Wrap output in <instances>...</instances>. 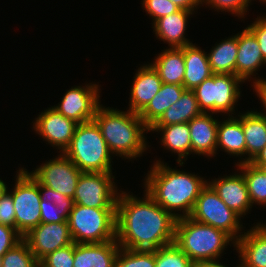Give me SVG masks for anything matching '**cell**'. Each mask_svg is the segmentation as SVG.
Instances as JSON below:
<instances>
[{"label": "cell", "instance_id": "1", "mask_svg": "<svg viewBox=\"0 0 266 267\" xmlns=\"http://www.w3.org/2000/svg\"><path fill=\"white\" fill-rule=\"evenodd\" d=\"M116 204V240L121 248L157 250L174 243L176 222L144 190V197L119 190Z\"/></svg>", "mask_w": 266, "mask_h": 267}, {"label": "cell", "instance_id": "2", "mask_svg": "<svg viewBox=\"0 0 266 267\" xmlns=\"http://www.w3.org/2000/svg\"><path fill=\"white\" fill-rule=\"evenodd\" d=\"M167 164L161 159L153 162L143 180V187L156 203L175 218L190 217L200 191L207 185L208 179L204 180L198 174L172 169Z\"/></svg>", "mask_w": 266, "mask_h": 267}, {"label": "cell", "instance_id": "3", "mask_svg": "<svg viewBox=\"0 0 266 267\" xmlns=\"http://www.w3.org/2000/svg\"><path fill=\"white\" fill-rule=\"evenodd\" d=\"M93 121L98 125L110 152L122 159H136L148 150L146 133L149 127L130 110L121 111L117 108H97Z\"/></svg>", "mask_w": 266, "mask_h": 267}, {"label": "cell", "instance_id": "4", "mask_svg": "<svg viewBox=\"0 0 266 267\" xmlns=\"http://www.w3.org/2000/svg\"><path fill=\"white\" fill-rule=\"evenodd\" d=\"M174 243L192 262L218 260L228 245L236 247L226 232L190 217L177 219Z\"/></svg>", "mask_w": 266, "mask_h": 267}, {"label": "cell", "instance_id": "5", "mask_svg": "<svg viewBox=\"0 0 266 267\" xmlns=\"http://www.w3.org/2000/svg\"><path fill=\"white\" fill-rule=\"evenodd\" d=\"M81 172L112 173V156L98 125L92 120L78 124L63 152Z\"/></svg>", "mask_w": 266, "mask_h": 267}, {"label": "cell", "instance_id": "6", "mask_svg": "<svg viewBox=\"0 0 266 267\" xmlns=\"http://www.w3.org/2000/svg\"><path fill=\"white\" fill-rule=\"evenodd\" d=\"M68 224L74 243H102L116 239V209L74 204Z\"/></svg>", "mask_w": 266, "mask_h": 267}, {"label": "cell", "instance_id": "7", "mask_svg": "<svg viewBox=\"0 0 266 267\" xmlns=\"http://www.w3.org/2000/svg\"><path fill=\"white\" fill-rule=\"evenodd\" d=\"M244 83L231 74H213L192 91L203 113L236 115L235 105L241 96L240 85Z\"/></svg>", "mask_w": 266, "mask_h": 267}, {"label": "cell", "instance_id": "8", "mask_svg": "<svg viewBox=\"0 0 266 267\" xmlns=\"http://www.w3.org/2000/svg\"><path fill=\"white\" fill-rule=\"evenodd\" d=\"M13 189L7 190L13 198L15 210V229L26 235L41 223V196L39 183L22 167L16 171Z\"/></svg>", "mask_w": 266, "mask_h": 267}, {"label": "cell", "instance_id": "9", "mask_svg": "<svg viewBox=\"0 0 266 267\" xmlns=\"http://www.w3.org/2000/svg\"><path fill=\"white\" fill-rule=\"evenodd\" d=\"M190 218L226 232L235 241L244 233L241 216L228 208L208 183L200 191Z\"/></svg>", "mask_w": 266, "mask_h": 267}, {"label": "cell", "instance_id": "10", "mask_svg": "<svg viewBox=\"0 0 266 267\" xmlns=\"http://www.w3.org/2000/svg\"><path fill=\"white\" fill-rule=\"evenodd\" d=\"M113 173L82 172L75 194L74 204L89 208L116 209L119 193Z\"/></svg>", "mask_w": 266, "mask_h": 267}, {"label": "cell", "instance_id": "11", "mask_svg": "<svg viewBox=\"0 0 266 267\" xmlns=\"http://www.w3.org/2000/svg\"><path fill=\"white\" fill-rule=\"evenodd\" d=\"M81 171L64 154L42 163L29 174L39 183L73 199Z\"/></svg>", "mask_w": 266, "mask_h": 267}, {"label": "cell", "instance_id": "12", "mask_svg": "<svg viewBox=\"0 0 266 267\" xmlns=\"http://www.w3.org/2000/svg\"><path fill=\"white\" fill-rule=\"evenodd\" d=\"M100 90V86L96 83L71 87L58 105L52 107L78 124L92 121L97 108L101 105Z\"/></svg>", "mask_w": 266, "mask_h": 267}, {"label": "cell", "instance_id": "13", "mask_svg": "<svg viewBox=\"0 0 266 267\" xmlns=\"http://www.w3.org/2000/svg\"><path fill=\"white\" fill-rule=\"evenodd\" d=\"M34 118L33 128L42 140L63 153L71 143L77 122L68 119L55 108L49 107Z\"/></svg>", "mask_w": 266, "mask_h": 267}, {"label": "cell", "instance_id": "14", "mask_svg": "<svg viewBox=\"0 0 266 267\" xmlns=\"http://www.w3.org/2000/svg\"><path fill=\"white\" fill-rule=\"evenodd\" d=\"M23 239L39 262L49 253L73 243L68 222H41L24 235Z\"/></svg>", "mask_w": 266, "mask_h": 267}, {"label": "cell", "instance_id": "15", "mask_svg": "<svg viewBox=\"0 0 266 267\" xmlns=\"http://www.w3.org/2000/svg\"><path fill=\"white\" fill-rule=\"evenodd\" d=\"M236 173V174H235ZM208 184L218 194L219 198L242 218L251 211L252 203L247 190L243 173L234 172L232 175L212 179Z\"/></svg>", "mask_w": 266, "mask_h": 267}, {"label": "cell", "instance_id": "16", "mask_svg": "<svg viewBox=\"0 0 266 267\" xmlns=\"http://www.w3.org/2000/svg\"><path fill=\"white\" fill-rule=\"evenodd\" d=\"M213 113H201L194 117L189 124L191 138V154L216 156L217 129L219 120L214 119Z\"/></svg>", "mask_w": 266, "mask_h": 267}, {"label": "cell", "instance_id": "17", "mask_svg": "<svg viewBox=\"0 0 266 267\" xmlns=\"http://www.w3.org/2000/svg\"><path fill=\"white\" fill-rule=\"evenodd\" d=\"M238 53L235 63V75L243 82L250 81L251 76L258 75L257 71L266 61L263 59L262 52L256 37L247 29L237 33Z\"/></svg>", "mask_w": 266, "mask_h": 267}, {"label": "cell", "instance_id": "18", "mask_svg": "<svg viewBox=\"0 0 266 267\" xmlns=\"http://www.w3.org/2000/svg\"><path fill=\"white\" fill-rule=\"evenodd\" d=\"M133 78L128 110L139 114L159 92L163 82L150 63L138 67Z\"/></svg>", "mask_w": 266, "mask_h": 267}, {"label": "cell", "instance_id": "19", "mask_svg": "<svg viewBox=\"0 0 266 267\" xmlns=\"http://www.w3.org/2000/svg\"><path fill=\"white\" fill-rule=\"evenodd\" d=\"M119 250L116 239L102 243H74L73 267H114Z\"/></svg>", "mask_w": 266, "mask_h": 267}, {"label": "cell", "instance_id": "20", "mask_svg": "<svg viewBox=\"0 0 266 267\" xmlns=\"http://www.w3.org/2000/svg\"><path fill=\"white\" fill-rule=\"evenodd\" d=\"M241 267H266V231L254 225L236 241Z\"/></svg>", "mask_w": 266, "mask_h": 267}, {"label": "cell", "instance_id": "21", "mask_svg": "<svg viewBox=\"0 0 266 267\" xmlns=\"http://www.w3.org/2000/svg\"><path fill=\"white\" fill-rule=\"evenodd\" d=\"M195 12L179 9L177 12L164 16L152 23L156 38L167 42L169 48H183L192 42L185 37L189 17Z\"/></svg>", "mask_w": 266, "mask_h": 267}, {"label": "cell", "instance_id": "22", "mask_svg": "<svg viewBox=\"0 0 266 267\" xmlns=\"http://www.w3.org/2000/svg\"><path fill=\"white\" fill-rule=\"evenodd\" d=\"M237 115L228 116L226 120L224 118V121L218 122L217 151L220 148L228 155L240 156L241 159L239 158L237 163H242L246 162V142L242 127V113L239 112Z\"/></svg>", "mask_w": 266, "mask_h": 267}, {"label": "cell", "instance_id": "23", "mask_svg": "<svg viewBox=\"0 0 266 267\" xmlns=\"http://www.w3.org/2000/svg\"><path fill=\"white\" fill-rule=\"evenodd\" d=\"M160 133V143L164 149L178 154L177 163L179 166L185 164L191 155V138L188 123H178L169 126H151L149 132ZM186 158V159H185ZM185 161V162H184Z\"/></svg>", "mask_w": 266, "mask_h": 267}, {"label": "cell", "instance_id": "24", "mask_svg": "<svg viewBox=\"0 0 266 267\" xmlns=\"http://www.w3.org/2000/svg\"><path fill=\"white\" fill-rule=\"evenodd\" d=\"M183 53L185 61L183 86L186 90H193L214 73L208 62L207 52L201 50L197 44L184 46Z\"/></svg>", "mask_w": 266, "mask_h": 267}, {"label": "cell", "instance_id": "25", "mask_svg": "<svg viewBox=\"0 0 266 267\" xmlns=\"http://www.w3.org/2000/svg\"><path fill=\"white\" fill-rule=\"evenodd\" d=\"M242 127L246 142V162H250L266 146V117L262 111H245Z\"/></svg>", "mask_w": 266, "mask_h": 267}, {"label": "cell", "instance_id": "26", "mask_svg": "<svg viewBox=\"0 0 266 267\" xmlns=\"http://www.w3.org/2000/svg\"><path fill=\"white\" fill-rule=\"evenodd\" d=\"M150 63L163 83L183 85L185 61L183 48H167Z\"/></svg>", "mask_w": 266, "mask_h": 267}, {"label": "cell", "instance_id": "27", "mask_svg": "<svg viewBox=\"0 0 266 267\" xmlns=\"http://www.w3.org/2000/svg\"><path fill=\"white\" fill-rule=\"evenodd\" d=\"M186 89L183 85L163 83L159 92L139 113V117L150 128Z\"/></svg>", "mask_w": 266, "mask_h": 267}, {"label": "cell", "instance_id": "28", "mask_svg": "<svg viewBox=\"0 0 266 267\" xmlns=\"http://www.w3.org/2000/svg\"><path fill=\"white\" fill-rule=\"evenodd\" d=\"M201 113L194 92L185 90L177 102L171 105L152 126L188 123Z\"/></svg>", "mask_w": 266, "mask_h": 267}, {"label": "cell", "instance_id": "29", "mask_svg": "<svg viewBox=\"0 0 266 267\" xmlns=\"http://www.w3.org/2000/svg\"><path fill=\"white\" fill-rule=\"evenodd\" d=\"M238 53L237 34L225 38L212 46L208 52V62L214 74L235 75V63Z\"/></svg>", "mask_w": 266, "mask_h": 267}, {"label": "cell", "instance_id": "30", "mask_svg": "<svg viewBox=\"0 0 266 267\" xmlns=\"http://www.w3.org/2000/svg\"><path fill=\"white\" fill-rule=\"evenodd\" d=\"M236 166L244 175L252 206H266V170L250 162L236 163Z\"/></svg>", "mask_w": 266, "mask_h": 267}, {"label": "cell", "instance_id": "31", "mask_svg": "<svg viewBox=\"0 0 266 267\" xmlns=\"http://www.w3.org/2000/svg\"><path fill=\"white\" fill-rule=\"evenodd\" d=\"M39 261L22 239L1 257V267H36Z\"/></svg>", "mask_w": 266, "mask_h": 267}, {"label": "cell", "instance_id": "32", "mask_svg": "<svg viewBox=\"0 0 266 267\" xmlns=\"http://www.w3.org/2000/svg\"><path fill=\"white\" fill-rule=\"evenodd\" d=\"M192 263L175 243L155 250V267H192Z\"/></svg>", "mask_w": 266, "mask_h": 267}, {"label": "cell", "instance_id": "33", "mask_svg": "<svg viewBox=\"0 0 266 267\" xmlns=\"http://www.w3.org/2000/svg\"><path fill=\"white\" fill-rule=\"evenodd\" d=\"M114 267H155V250L121 248Z\"/></svg>", "mask_w": 266, "mask_h": 267}, {"label": "cell", "instance_id": "34", "mask_svg": "<svg viewBox=\"0 0 266 267\" xmlns=\"http://www.w3.org/2000/svg\"><path fill=\"white\" fill-rule=\"evenodd\" d=\"M252 0H201V5L211 7L217 12H230L232 15L238 16V18H245L249 4Z\"/></svg>", "mask_w": 266, "mask_h": 267}, {"label": "cell", "instance_id": "35", "mask_svg": "<svg viewBox=\"0 0 266 267\" xmlns=\"http://www.w3.org/2000/svg\"><path fill=\"white\" fill-rule=\"evenodd\" d=\"M39 263L44 267H73L74 242L49 253Z\"/></svg>", "mask_w": 266, "mask_h": 267}, {"label": "cell", "instance_id": "36", "mask_svg": "<svg viewBox=\"0 0 266 267\" xmlns=\"http://www.w3.org/2000/svg\"><path fill=\"white\" fill-rule=\"evenodd\" d=\"M141 3L146 13L152 18L153 23L159 18L179 10V8L170 0H143Z\"/></svg>", "mask_w": 266, "mask_h": 267}, {"label": "cell", "instance_id": "37", "mask_svg": "<svg viewBox=\"0 0 266 267\" xmlns=\"http://www.w3.org/2000/svg\"><path fill=\"white\" fill-rule=\"evenodd\" d=\"M41 222L58 223L68 222L71 210H60L54 203L41 199Z\"/></svg>", "mask_w": 266, "mask_h": 267}, {"label": "cell", "instance_id": "38", "mask_svg": "<svg viewBox=\"0 0 266 267\" xmlns=\"http://www.w3.org/2000/svg\"><path fill=\"white\" fill-rule=\"evenodd\" d=\"M39 193L42 199L54 203L60 210H72L73 199L54 189L39 184Z\"/></svg>", "mask_w": 266, "mask_h": 267}, {"label": "cell", "instance_id": "39", "mask_svg": "<svg viewBox=\"0 0 266 267\" xmlns=\"http://www.w3.org/2000/svg\"><path fill=\"white\" fill-rule=\"evenodd\" d=\"M23 239V236L15 229L0 224V257Z\"/></svg>", "mask_w": 266, "mask_h": 267}, {"label": "cell", "instance_id": "40", "mask_svg": "<svg viewBox=\"0 0 266 267\" xmlns=\"http://www.w3.org/2000/svg\"><path fill=\"white\" fill-rule=\"evenodd\" d=\"M0 224L15 228L13 198L8 191L0 197Z\"/></svg>", "mask_w": 266, "mask_h": 267}, {"label": "cell", "instance_id": "41", "mask_svg": "<svg viewBox=\"0 0 266 267\" xmlns=\"http://www.w3.org/2000/svg\"><path fill=\"white\" fill-rule=\"evenodd\" d=\"M246 28L256 37L263 59L266 61V18L257 16L256 20Z\"/></svg>", "mask_w": 266, "mask_h": 267}, {"label": "cell", "instance_id": "42", "mask_svg": "<svg viewBox=\"0 0 266 267\" xmlns=\"http://www.w3.org/2000/svg\"><path fill=\"white\" fill-rule=\"evenodd\" d=\"M173 2L179 9H184L188 11H193L201 6V0H170ZM200 5V6H199Z\"/></svg>", "mask_w": 266, "mask_h": 267}, {"label": "cell", "instance_id": "43", "mask_svg": "<svg viewBox=\"0 0 266 267\" xmlns=\"http://www.w3.org/2000/svg\"><path fill=\"white\" fill-rule=\"evenodd\" d=\"M256 92V96L258 97V99L260 100V102L262 103V106L264 107V111L266 110V83L264 84H260L256 87H254L253 89ZM262 114L266 117V111Z\"/></svg>", "mask_w": 266, "mask_h": 267}, {"label": "cell", "instance_id": "44", "mask_svg": "<svg viewBox=\"0 0 266 267\" xmlns=\"http://www.w3.org/2000/svg\"><path fill=\"white\" fill-rule=\"evenodd\" d=\"M260 168H266V146L250 161Z\"/></svg>", "mask_w": 266, "mask_h": 267}, {"label": "cell", "instance_id": "45", "mask_svg": "<svg viewBox=\"0 0 266 267\" xmlns=\"http://www.w3.org/2000/svg\"><path fill=\"white\" fill-rule=\"evenodd\" d=\"M192 267H228L218 260H212V261H196L192 263ZM241 267V264L239 263L238 266Z\"/></svg>", "mask_w": 266, "mask_h": 267}, {"label": "cell", "instance_id": "46", "mask_svg": "<svg viewBox=\"0 0 266 267\" xmlns=\"http://www.w3.org/2000/svg\"><path fill=\"white\" fill-rule=\"evenodd\" d=\"M253 82H251V83H253V85H251V86H253V88L254 87H256V86H258V85H260V84H264V83H266V79L265 78H259V76H258V78H256V77H253Z\"/></svg>", "mask_w": 266, "mask_h": 267}, {"label": "cell", "instance_id": "47", "mask_svg": "<svg viewBox=\"0 0 266 267\" xmlns=\"http://www.w3.org/2000/svg\"><path fill=\"white\" fill-rule=\"evenodd\" d=\"M8 190L7 184L0 179V197H2Z\"/></svg>", "mask_w": 266, "mask_h": 267}, {"label": "cell", "instance_id": "48", "mask_svg": "<svg viewBox=\"0 0 266 267\" xmlns=\"http://www.w3.org/2000/svg\"><path fill=\"white\" fill-rule=\"evenodd\" d=\"M258 224L266 231V223L259 222Z\"/></svg>", "mask_w": 266, "mask_h": 267}, {"label": "cell", "instance_id": "49", "mask_svg": "<svg viewBox=\"0 0 266 267\" xmlns=\"http://www.w3.org/2000/svg\"><path fill=\"white\" fill-rule=\"evenodd\" d=\"M262 2V3H264V4H266V0H259V2Z\"/></svg>", "mask_w": 266, "mask_h": 267}, {"label": "cell", "instance_id": "50", "mask_svg": "<svg viewBox=\"0 0 266 267\" xmlns=\"http://www.w3.org/2000/svg\"><path fill=\"white\" fill-rule=\"evenodd\" d=\"M36 267H44V266L39 263Z\"/></svg>", "mask_w": 266, "mask_h": 267}]
</instances>
